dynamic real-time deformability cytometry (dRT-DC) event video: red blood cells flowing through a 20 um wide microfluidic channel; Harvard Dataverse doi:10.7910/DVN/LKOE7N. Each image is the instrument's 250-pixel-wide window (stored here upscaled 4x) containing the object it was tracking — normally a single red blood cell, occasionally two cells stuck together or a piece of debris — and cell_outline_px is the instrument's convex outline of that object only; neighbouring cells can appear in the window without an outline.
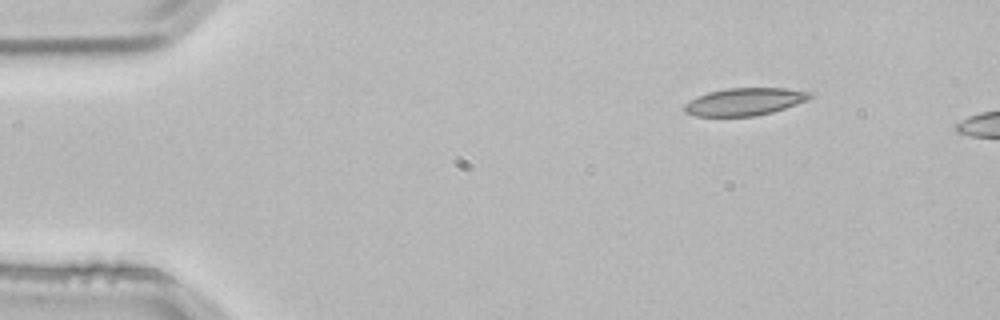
{"species": "common noctule bat (a hibernating species)", "species_latin": "Nyctalus noctula", "temperature_condition": "room temperature", "stored_images_in_passage": 2, "camera_frame_rate_fps": 3000, "um_per_image_px": 0.085, "animal": {"sex": "male", "body_mass_g": 21.5, "forearm_length_mm": 52.0}, "frame": {"image": 1, "passage_image": 1, "time_ms": 0.0, "image_size_px": [1000, 320], "cell_outline_px": [[816, 96], [808, 100], [772, 112], [756, 116], [696, 116], [684, 112], [684, 104], [696, 96], [708, 92], [724, 88], [784, 88], [816, 92]], "centroid_in_image_um": [63.33, 8.63], "position_along_channel_um": 21.7, "area_um2": 20.4}}